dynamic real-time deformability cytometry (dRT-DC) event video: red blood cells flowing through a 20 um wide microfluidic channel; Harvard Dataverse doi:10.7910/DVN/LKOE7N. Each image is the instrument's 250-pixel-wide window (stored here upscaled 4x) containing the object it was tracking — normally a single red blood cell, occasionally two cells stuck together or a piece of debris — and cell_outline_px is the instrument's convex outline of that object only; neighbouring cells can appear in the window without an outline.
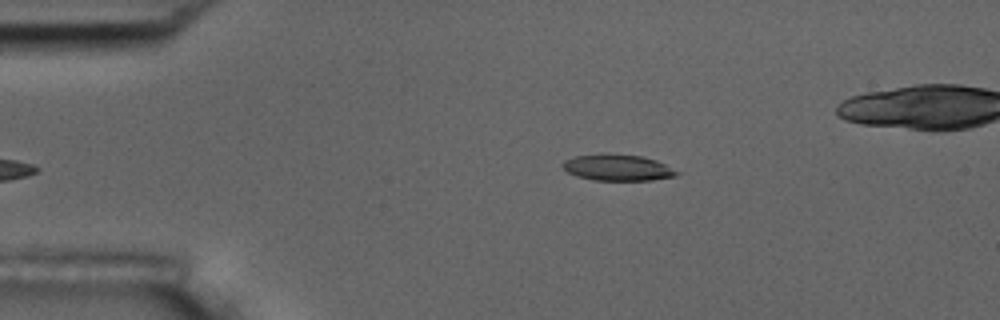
{"species": "common noctule bat (a hibernating species)", "species_latin": "Nyctalus noctula", "temperature_condition": "room temperature", "stored_images_in_passage": 5, "camera_frame_rate_fps": 3000, "um_per_image_px": 0.085, "animal": {"sex": "male", "body_mass_g": 17.5, "forearm_length_mm": 52.3}, "frame": {"image": 1, "passage_image": 5, "time_ms": 4.667, "image_size_px": [1000, 320], "cell_outline_px": [[680, 172], [676, 176], [652, 180], [592, 180], [576, 176], [568, 172], [560, 164], [564, 160], [576, 156], [600, 152], [608, 152], [640, 156], [656, 160]], "centroid_in_image_um": [52.45, 14.22], "position_along_channel_um": 32.5, "area_um2": 17.74}}